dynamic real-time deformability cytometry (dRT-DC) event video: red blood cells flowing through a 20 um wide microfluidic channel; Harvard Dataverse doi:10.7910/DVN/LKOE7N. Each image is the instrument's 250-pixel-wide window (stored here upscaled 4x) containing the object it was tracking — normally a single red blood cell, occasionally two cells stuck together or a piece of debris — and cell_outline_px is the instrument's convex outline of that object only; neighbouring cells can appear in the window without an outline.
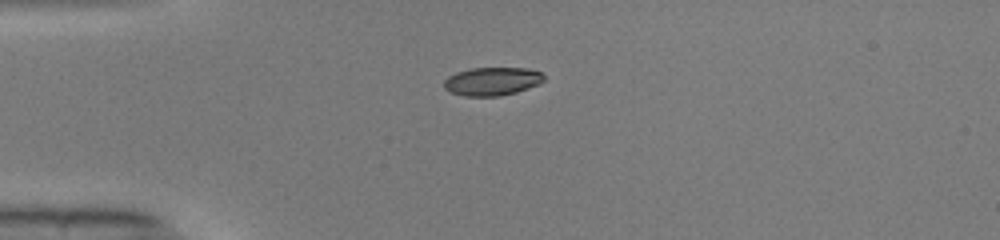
{"species": "common noctule bat (a hibernating species)", "species_latin": "Nyctalus noctula", "temperature_condition": "warm", "stored_images_in_passage": 38, "camera_frame_rate_fps": 3000, "um_per_image_px": 0.085, "animal": {"sex": "male", "body_mass_g": 19.0, "forearm_length_mm": 50.8}, "frame": {"image": 1, "passage_image": 1, "time_ms": 0.0, "image_size_px": [1000, 240], "cell_outline_px": [[544, 80], [540, 84], [516, 92], [500, 96], [464, 96], [452, 92], [444, 88], [444, 80], [448, 76], [456, 72], [472, 68], [528, 68], [540, 72], [544, 76]], "centroid_in_image_um": [41.84, 6.91], "position_along_channel_um": 43.2, "area_um2": 16.47}}
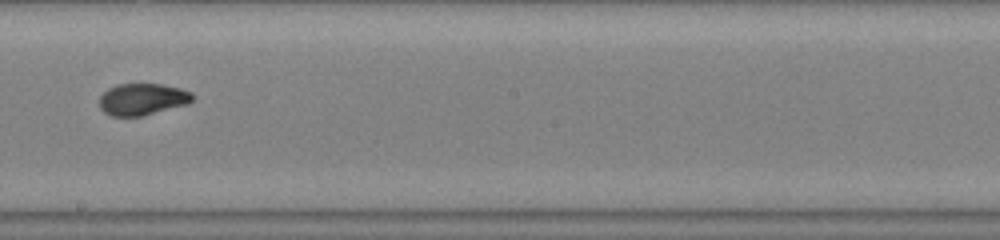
{"frame": {"image": 2, "passage_image": 17, "time_ms": 5.333, "image_size_px": [1000, 240], "cell_outline_px": [[192, 100], [188, 104], [140, 116], [112, 116], [104, 112], [100, 108], [100, 96], [108, 88], [116, 84], [160, 84], [180, 88], [192, 92]], "centroid_in_image_um": [12.09, 8.43], "position_along_channel_um": 236.1, "area_um2": 17.11}}
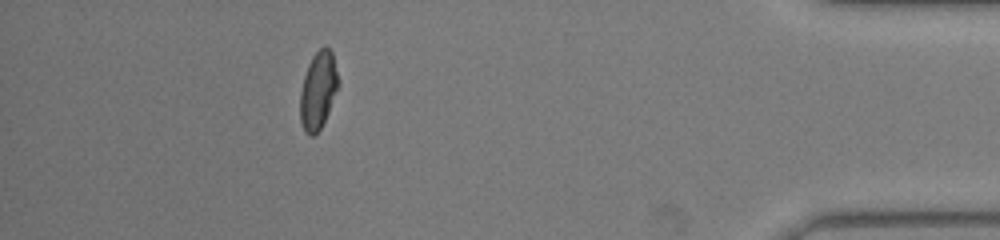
{"frame": {"image": 3, "passage_image": 33, "time_ms": 10.667, "image_size_px": [1000, 240], "cell_outline_px": [[336, 88], [328, 112], [320, 128], [312, 136], [308, 136], [304, 132], [300, 120], [300, 92], [304, 76], [308, 64], [312, 56], [320, 48], [328, 48], [332, 52], [336, 72]], "centroid_in_image_um": [26.98, 7.71], "position_along_channel_um": 408.2, "area_um2": 16.59}, "authors_computed_cell_mechanics": {"area_um2": 17.2244, "velocity_mm_per_s": 4.1093, "shape_relaxation_time_tau1_ms": 6.1357, "shape_relaxation_time_tau2_ms": 0.8878, "deformation_change_tau1": 0.2173, "deformation_change_tau2": 0.0498}}